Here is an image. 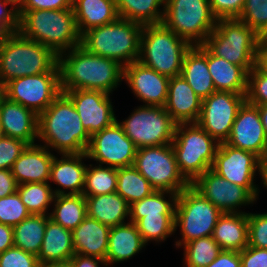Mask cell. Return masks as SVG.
Here are the masks:
<instances>
[{
	"instance_id": "obj_1",
	"label": "cell",
	"mask_w": 267,
	"mask_h": 267,
	"mask_svg": "<svg viewBox=\"0 0 267 267\" xmlns=\"http://www.w3.org/2000/svg\"><path fill=\"white\" fill-rule=\"evenodd\" d=\"M61 90H93L111 94L124 77L119 62L88 52L81 45L59 55Z\"/></svg>"
},
{
	"instance_id": "obj_2",
	"label": "cell",
	"mask_w": 267,
	"mask_h": 267,
	"mask_svg": "<svg viewBox=\"0 0 267 267\" xmlns=\"http://www.w3.org/2000/svg\"><path fill=\"white\" fill-rule=\"evenodd\" d=\"M38 139L61 154L85 153L91 136L83 127L72 101L62 92L38 115Z\"/></svg>"
},
{
	"instance_id": "obj_3",
	"label": "cell",
	"mask_w": 267,
	"mask_h": 267,
	"mask_svg": "<svg viewBox=\"0 0 267 267\" xmlns=\"http://www.w3.org/2000/svg\"><path fill=\"white\" fill-rule=\"evenodd\" d=\"M18 33L52 49L58 56L81 45L72 8L63 10H31L18 12Z\"/></svg>"
},
{
	"instance_id": "obj_4",
	"label": "cell",
	"mask_w": 267,
	"mask_h": 267,
	"mask_svg": "<svg viewBox=\"0 0 267 267\" xmlns=\"http://www.w3.org/2000/svg\"><path fill=\"white\" fill-rule=\"evenodd\" d=\"M45 72H60L59 56L52 49L18 32L0 45V79L4 83Z\"/></svg>"
},
{
	"instance_id": "obj_5",
	"label": "cell",
	"mask_w": 267,
	"mask_h": 267,
	"mask_svg": "<svg viewBox=\"0 0 267 267\" xmlns=\"http://www.w3.org/2000/svg\"><path fill=\"white\" fill-rule=\"evenodd\" d=\"M143 25L118 17L110 24L94 27L81 35L88 52L127 66L138 61Z\"/></svg>"
},
{
	"instance_id": "obj_6",
	"label": "cell",
	"mask_w": 267,
	"mask_h": 267,
	"mask_svg": "<svg viewBox=\"0 0 267 267\" xmlns=\"http://www.w3.org/2000/svg\"><path fill=\"white\" fill-rule=\"evenodd\" d=\"M260 36L238 18L217 20L203 45L217 57L242 66L248 73L256 64Z\"/></svg>"
},
{
	"instance_id": "obj_7",
	"label": "cell",
	"mask_w": 267,
	"mask_h": 267,
	"mask_svg": "<svg viewBox=\"0 0 267 267\" xmlns=\"http://www.w3.org/2000/svg\"><path fill=\"white\" fill-rule=\"evenodd\" d=\"M191 44L161 24L143 25L138 61L169 78L179 76Z\"/></svg>"
},
{
	"instance_id": "obj_8",
	"label": "cell",
	"mask_w": 267,
	"mask_h": 267,
	"mask_svg": "<svg viewBox=\"0 0 267 267\" xmlns=\"http://www.w3.org/2000/svg\"><path fill=\"white\" fill-rule=\"evenodd\" d=\"M171 145L179 170L190 183L211 169L219 147L197 123L177 124Z\"/></svg>"
},
{
	"instance_id": "obj_9",
	"label": "cell",
	"mask_w": 267,
	"mask_h": 267,
	"mask_svg": "<svg viewBox=\"0 0 267 267\" xmlns=\"http://www.w3.org/2000/svg\"><path fill=\"white\" fill-rule=\"evenodd\" d=\"M216 23L209 0H165L162 24L192 46L202 45Z\"/></svg>"
},
{
	"instance_id": "obj_10",
	"label": "cell",
	"mask_w": 267,
	"mask_h": 267,
	"mask_svg": "<svg viewBox=\"0 0 267 267\" xmlns=\"http://www.w3.org/2000/svg\"><path fill=\"white\" fill-rule=\"evenodd\" d=\"M222 212L204 198L191 185L182 190L177 198L175 231L179 226L182 237L175 242L182 247L191 240L212 236Z\"/></svg>"
},
{
	"instance_id": "obj_11",
	"label": "cell",
	"mask_w": 267,
	"mask_h": 267,
	"mask_svg": "<svg viewBox=\"0 0 267 267\" xmlns=\"http://www.w3.org/2000/svg\"><path fill=\"white\" fill-rule=\"evenodd\" d=\"M133 166L156 191L179 194L191 185L179 170L171 144L137 149Z\"/></svg>"
},
{
	"instance_id": "obj_12",
	"label": "cell",
	"mask_w": 267,
	"mask_h": 267,
	"mask_svg": "<svg viewBox=\"0 0 267 267\" xmlns=\"http://www.w3.org/2000/svg\"><path fill=\"white\" fill-rule=\"evenodd\" d=\"M119 124L137 149L171 144L177 125L165 107L144 104L134 109L128 118Z\"/></svg>"
},
{
	"instance_id": "obj_13",
	"label": "cell",
	"mask_w": 267,
	"mask_h": 267,
	"mask_svg": "<svg viewBox=\"0 0 267 267\" xmlns=\"http://www.w3.org/2000/svg\"><path fill=\"white\" fill-rule=\"evenodd\" d=\"M246 93L215 91L202 99L201 113L196 122L219 144L228 139L238 109L246 101Z\"/></svg>"
},
{
	"instance_id": "obj_14",
	"label": "cell",
	"mask_w": 267,
	"mask_h": 267,
	"mask_svg": "<svg viewBox=\"0 0 267 267\" xmlns=\"http://www.w3.org/2000/svg\"><path fill=\"white\" fill-rule=\"evenodd\" d=\"M6 93L7 98L39 115L62 93L60 72L13 79L6 84Z\"/></svg>"
},
{
	"instance_id": "obj_15",
	"label": "cell",
	"mask_w": 267,
	"mask_h": 267,
	"mask_svg": "<svg viewBox=\"0 0 267 267\" xmlns=\"http://www.w3.org/2000/svg\"><path fill=\"white\" fill-rule=\"evenodd\" d=\"M211 170L231 183L245 187L256 199L259 187L254 184L261 173V159L252 152L220 143ZM255 176V177H254Z\"/></svg>"
},
{
	"instance_id": "obj_16",
	"label": "cell",
	"mask_w": 267,
	"mask_h": 267,
	"mask_svg": "<svg viewBox=\"0 0 267 267\" xmlns=\"http://www.w3.org/2000/svg\"><path fill=\"white\" fill-rule=\"evenodd\" d=\"M137 147L124 133L119 121L91 136L86 154L97 164L114 168L132 166ZM99 162V163H98Z\"/></svg>"
},
{
	"instance_id": "obj_17",
	"label": "cell",
	"mask_w": 267,
	"mask_h": 267,
	"mask_svg": "<svg viewBox=\"0 0 267 267\" xmlns=\"http://www.w3.org/2000/svg\"><path fill=\"white\" fill-rule=\"evenodd\" d=\"M191 186L222 213L242 212L239 207L257 201L245 187L229 182L211 169L197 177Z\"/></svg>"
},
{
	"instance_id": "obj_18",
	"label": "cell",
	"mask_w": 267,
	"mask_h": 267,
	"mask_svg": "<svg viewBox=\"0 0 267 267\" xmlns=\"http://www.w3.org/2000/svg\"><path fill=\"white\" fill-rule=\"evenodd\" d=\"M72 101L90 136L111 126L117 119L110 94L93 90H62Z\"/></svg>"
},
{
	"instance_id": "obj_19",
	"label": "cell",
	"mask_w": 267,
	"mask_h": 267,
	"mask_svg": "<svg viewBox=\"0 0 267 267\" xmlns=\"http://www.w3.org/2000/svg\"><path fill=\"white\" fill-rule=\"evenodd\" d=\"M225 143L252 152L262 159L267 147V136L256 106L246 101L242 104Z\"/></svg>"
},
{
	"instance_id": "obj_20",
	"label": "cell",
	"mask_w": 267,
	"mask_h": 267,
	"mask_svg": "<svg viewBox=\"0 0 267 267\" xmlns=\"http://www.w3.org/2000/svg\"><path fill=\"white\" fill-rule=\"evenodd\" d=\"M169 79L139 61L124 66L123 80L145 106L165 107Z\"/></svg>"
},
{
	"instance_id": "obj_21",
	"label": "cell",
	"mask_w": 267,
	"mask_h": 267,
	"mask_svg": "<svg viewBox=\"0 0 267 267\" xmlns=\"http://www.w3.org/2000/svg\"><path fill=\"white\" fill-rule=\"evenodd\" d=\"M0 126L5 137L22 140L28 145L38 140V115L7 97L0 105Z\"/></svg>"
},
{
	"instance_id": "obj_22",
	"label": "cell",
	"mask_w": 267,
	"mask_h": 267,
	"mask_svg": "<svg viewBox=\"0 0 267 267\" xmlns=\"http://www.w3.org/2000/svg\"><path fill=\"white\" fill-rule=\"evenodd\" d=\"M201 106L202 99L181 75L169 79L165 110L176 124L196 123Z\"/></svg>"
},
{
	"instance_id": "obj_23",
	"label": "cell",
	"mask_w": 267,
	"mask_h": 267,
	"mask_svg": "<svg viewBox=\"0 0 267 267\" xmlns=\"http://www.w3.org/2000/svg\"><path fill=\"white\" fill-rule=\"evenodd\" d=\"M61 158L54 155L51 165L49 182L60 186L53 190L57 195H80L84 188L87 165L83 159L88 158L86 152L79 154H61ZM83 162V163H82ZM70 190V191H68ZM68 191V192H67Z\"/></svg>"
},
{
	"instance_id": "obj_24",
	"label": "cell",
	"mask_w": 267,
	"mask_h": 267,
	"mask_svg": "<svg viewBox=\"0 0 267 267\" xmlns=\"http://www.w3.org/2000/svg\"><path fill=\"white\" fill-rule=\"evenodd\" d=\"M41 144L28 145L13 163L11 172L18 185L49 182L54 153Z\"/></svg>"
},
{
	"instance_id": "obj_25",
	"label": "cell",
	"mask_w": 267,
	"mask_h": 267,
	"mask_svg": "<svg viewBox=\"0 0 267 267\" xmlns=\"http://www.w3.org/2000/svg\"><path fill=\"white\" fill-rule=\"evenodd\" d=\"M111 227L86 216L72 231L74 252L105 260Z\"/></svg>"
},
{
	"instance_id": "obj_26",
	"label": "cell",
	"mask_w": 267,
	"mask_h": 267,
	"mask_svg": "<svg viewBox=\"0 0 267 267\" xmlns=\"http://www.w3.org/2000/svg\"><path fill=\"white\" fill-rule=\"evenodd\" d=\"M180 75L201 99L216 91L207 66V48L203 44L191 46L186 52Z\"/></svg>"
},
{
	"instance_id": "obj_27",
	"label": "cell",
	"mask_w": 267,
	"mask_h": 267,
	"mask_svg": "<svg viewBox=\"0 0 267 267\" xmlns=\"http://www.w3.org/2000/svg\"><path fill=\"white\" fill-rule=\"evenodd\" d=\"M75 254L72 231L49 219L46 224L42 246L38 254L39 264L68 263Z\"/></svg>"
},
{
	"instance_id": "obj_28",
	"label": "cell",
	"mask_w": 267,
	"mask_h": 267,
	"mask_svg": "<svg viewBox=\"0 0 267 267\" xmlns=\"http://www.w3.org/2000/svg\"><path fill=\"white\" fill-rule=\"evenodd\" d=\"M146 243L138 232L135 223L111 227L105 261L108 265L127 261L138 254Z\"/></svg>"
},
{
	"instance_id": "obj_29",
	"label": "cell",
	"mask_w": 267,
	"mask_h": 267,
	"mask_svg": "<svg viewBox=\"0 0 267 267\" xmlns=\"http://www.w3.org/2000/svg\"><path fill=\"white\" fill-rule=\"evenodd\" d=\"M212 237L221 250L242 251L248 246V213H222Z\"/></svg>"
},
{
	"instance_id": "obj_30",
	"label": "cell",
	"mask_w": 267,
	"mask_h": 267,
	"mask_svg": "<svg viewBox=\"0 0 267 267\" xmlns=\"http://www.w3.org/2000/svg\"><path fill=\"white\" fill-rule=\"evenodd\" d=\"M84 197L88 217L109 227L128 223L130 205L117 192Z\"/></svg>"
},
{
	"instance_id": "obj_31",
	"label": "cell",
	"mask_w": 267,
	"mask_h": 267,
	"mask_svg": "<svg viewBox=\"0 0 267 267\" xmlns=\"http://www.w3.org/2000/svg\"><path fill=\"white\" fill-rule=\"evenodd\" d=\"M72 9L81 35L119 17L115 0H73Z\"/></svg>"
},
{
	"instance_id": "obj_32",
	"label": "cell",
	"mask_w": 267,
	"mask_h": 267,
	"mask_svg": "<svg viewBox=\"0 0 267 267\" xmlns=\"http://www.w3.org/2000/svg\"><path fill=\"white\" fill-rule=\"evenodd\" d=\"M207 66L216 91L247 92L248 72L242 66L214 56L208 49Z\"/></svg>"
},
{
	"instance_id": "obj_33",
	"label": "cell",
	"mask_w": 267,
	"mask_h": 267,
	"mask_svg": "<svg viewBox=\"0 0 267 267\" xmlns=\"http://www.w3.org/2000/svg\"><path fill=\"white\" fill-rule=\"evenodd\" d=\"M49 219V215L30 214L19 224L13 226L14 246L38 256Z\"/></svg>"
},
{
	"instance_id": "obj_34",
	"label": "cell",
	"mask_w": 267,
	"mask_h": 267,
	"mask_svg": "<svg viewBox=\"0 0 267 267\" xmlns=\"http://www.w3.org/2000/svg\"><path fill=\"white\" fill-rule=\"evenodd\" d=\"M118 16L142 25L161 24L165 0H115ZM160 6L163 7L160 9Z\"/></svg>"
},
{
	"instance_id": "obj_35",
	"label": "cell",
	"mask_w": 267,
	"mask_h": 267,
	"mask_svg": "<svg viewBox=\"0 0 267 267\" xmlns=\"http://www.w3.org/2000/svg\"><path fill=\"white\" fill-rule=\"evenodd\" d=\"M50 219L65 229L73 231L87 216L86 200L80 195H57L53 199Z\"/></svg>"
},
{
	"instance_id": "obj_36",
	"label": "cell",
	"mask_w": 267,
	"mask_h": 267,
	"mask_svg": "<svg viewBox=\"0 0 267 267\" xmlns=\"http://www.w3.org/2000/svg\"><path fill=\"white\" fill-rule=\"evenodd\" d=\"M167 195L170 196L168 200L165 198ZM178 195L168 191H153L130 205L129 222L136 224L146 215H175Z\"/></svg>"
},
{
	"instance_id": "obj_37",
	"label": "cell",
	"mask_w": 267,
	"mask_h": 267,
	"mask_svg": "<svg viewBox=\"0 0 267 267\" xmlns=\"http://www.w3.org/2000/svg\"><path fill=\"white\" fill-rule=\"evenodd\" d=\"M153 191L148 180L133 165L117 168L116 192L129 205L149 196Z\"/></svg>"
},
{
	"instance_id": "obj_38",
	"label": "cell",
	"mask_w": 267,
	"mask_h": 267,
	"mask_svg": "<svg viewBox=\"0 0 267 267\" xmlns=\"http://www.w3.org/2000/svg\"><path fill=\"white\" fill-rule=\"evenodd\" d=\"M17 192L30 214L50 215L54 193L49 182L24 183L18 185Z\"/></svg>"
},
{
	"instance_id": "obj_39",
	"label": "cell",
	"mask_w": 267,
	"mask_h": 267,
	"mask_svg": "<svg viewBox=\"0 0 267 267\" xmlns=\"http://www.w3.org/2000/svg\"><path fill=\"white\" fill-rule=\"evenodd\" d=\"M117 168L95 165H87L85 172L84 196L103 195L116 192Z\"/></svg>"
},
{
	"instance_id": "obj_40",
	"label": "cell",
	"mask_w": 267,
	"mask_h": 267,
	"mask_svg": "<svg viewBox=\"0 0 267 267\" xmlns=\"http://www.w3.org/2000/svg\"><path fill=\"white\" fill-rule=\"evenodd\" d=\"M185 267H206L222 251L212 236L189 241L183 245Z\"/></svg>"
},
{
	"instance_id": "obj_41",
	"label": "cell",
	"mask_w": 267,
	"mask_h": 267,
	"mask_svg": "<svg viewBox=\"0 0 267 267\" xmlns=\"http://www.w3.org/2000/svg\"><path fill=\"white\" fill-rule=\"evenodd\" d=\"M175 215H146L137 223L138 232L144 242H164L175 233Z\"/></svg>"
},
{
	"instance_id": "obj_42",
	"label": "cell",
	"mask_w": 267,
	"mask_h": 267,
	"mask_svg": "<svg viewBox=\"0 0 267 267\" xmlns=\"http://www.w3.org/2000/svg\"><path fill=\"white\" fill-rule=\"evenodd\" d=\"M238 19L261 36L267 30V0H245Z\"/></svg>"
},
{
	"instance_id": "obj_43",
	"label": "cell",
	"mask_w": 267,
	"mask_h": 267,
	"mask_svg": "<svg viewBox=\"0 0 267 267\" xmlns=\"http://www.w3.org/2000/svg\"><path fill=\"white\" fill-rule=\"evenodd\" d=\"M29 215L18 192L0 198V223L15 226Z\"/></svg>"
},
{
	"instance_id": "obj_44",
	"label": "cell",
	"mask_w": 267,
	"mask_h": 267,
	"mask_svg": "<svg viewBox=\"0 0 267 267\" xmlns=\"http://www.w3.org/2000/svg\"><path fill=\"white\" fill-rule=\"evenodd\" d=\"M246 102L251 105L267 104V74L261 72L256 66L248 73Z\"/></svg>"
},
{
	"instance_id": "obj_45",
	"label": "cell",
	"mask_w": 267,
	"mask_h": 267,
	"mask_svg": "<svg viewBox=\"0 0 267 267\" xmlns=\"http://www.w3.org/2000/svg\"><path fill=\"white\" fill-rule=\"evenodd\" d=\"M248 246L267 249V213L248 212Z\"/></svg>"
},
{
	"instance_id": "obj_46",
	"label": "cell",
	"mask_w": 267,
	"mask_h": 267,
	"mask_svg": "<svg viewBox=\"0 0 267 267\" xmlns=\"http://www.w3.org/2000/svg\"><path fill=\"white\" fill-rule=\"evenodd\" d=\"M0 267H41L38 257L12 246L0 253Z\"/></svg>"
},
{
	"instance_id": "obj_47",
	"label": "cell",
	"mask_w": 267,
	"mask_h": 267,
	"mask_svg": "<svg viewBox=\"0 0 267 267\" xmlns=\"http://www.w3.org/2000/svg\"><path fill=\"white\" fill-rule=\"evenodd\" d=\"M28 144L22 140L12 137H2L0 139V169H9L19 158Z\"/></svg>"
},
{
	"instance_id": "obj_48",
	"label": "cell",
	"mask_w": 267,
	"mask_h": 267,
	"mask_svg": "<svg viewBox=\"0 0 267 267\" xmlns=\"http://www.w3.org/2000/svg\"><path fill=\"white\" fill-rule=\"evenodd\" d=\"M213 15L217 20L238 18L245 0H209Z\"/></svg>"
},
{
	"instance_id": "obj_49",
	"label": "cell",
	"mask_w": 267,
	"mask_h": 267,
	"mask_svg": "<svg viewBox=\"0 0 267 267\" xmlns=\"http://www.w3.org/2000/svg\"><path fill=\"white\" fill-rule=\"evenodd\" d=\"M73 0H25L18 12L31 10H63L72 8Z\"/></svg>"
},
{
	"instance_id": "obj_50",
	"label": "cell",
	"mask_w": 267,
	"mask_h": 267,
	"mask_svg": "<svg viewBox=\"0 0 267 267\" xmlns=\"http://www.w3.org/2000/svg\"><path fill=\"white\" fill-rule=\"evenodd\" d=\"M241 267H267V249L247 246L240 251Z\"/></svg>"
},
{
	"instance_id": "obj_51",
	"label": "cell",
	"mask_w": 267,
	"mask_h": 267,
	"mask_svg": "<svg viewBox=\"0 0 267 267\" xmlns=\"http://www.w3.org/2000/svg\"><path fill=\"white\" fill-rule=\"evenodd\" d=\"M7 5H11L7 2L0 0V22L11 32H17L19 27V15L18 10L14 7L10 9Z\"/></svg>"
},
{
	"instance_id": "obj_52",
	"label": "cell",
	"mask_w": 267,
	"mask_h": 267,
	"mask_svg": "<svg viewBox=\"0 0 267 267\" xmlns=\"http://www.w3.org/2000/svg\"><path fill=\"white\" fill-rule=\"evenodd\" d=\"M206 267H241L240 252L222 250L217 258Z\"/></svg>"
},
{
	"instance_id": "obj_53",
	"label": "cell",
	"mask_w": 267,
	"mask_h": 267,
	"mask_svg": "<svg viewBox=\"0 0 267 267\" xmlns=\"http://www.w3.org/2000/svg\"><path fill=\"white\" fill-rule=\"evenodd\" d=\"M17 188L18 183L11 170L0 169V198L14 194Z\"/></svg>"
},
{
	"instance_id": "obj_54",
	"label": "cell",
	"mask_w": 267,
	"mask_h": 267,
	"mask_svg": "<svg viewBox=\"0 0 267 267\" xmlns=\"http://www.w3.org/2000/svg\"><path fill=\"white\" fill-rule=\"evenodd\" d=\"M72 267H99V264L108 266L105 260L96 257L74 254L68 262Z\"/></svg>"
},
{
	"instance_id": "obj_55",
	"label": "cell",
	"mask_w": 267,
	"mask_h": 267,
	"mask_svg": "<svg viewBox=\"0 0 267 267\" xmlns=\"http://www.w3.org/2000/svg\"><path fill=\"white\" fill-rule=\"evenodd\" d=\"M14 246L13 226L0 223V253Z\"/></svg>"
},
{
	"instance_id": "obj_56",
	"label": "cell",
	"mask_w": 267,
	"mask_h": 267,
	"mask_svg": "<svg viewBox=\"0 0 267 267\" xmlns=\"http://www.w3.org/2000/svg\"><path fill=\"white\" fill-rule=\"evenodd\" d=\"M255 66L264 74H267V47L259 43Z\"/></svg>"
},
{
	"instance_id": "obj_57",
	"label": "cell",
	"mask_w": 267,
	"mask_h": 267,
	"mask_svg": "<svg viewBox=\"0 0 267 267\" xmlns=\"http://www.w3.org/2000/svg\"><path fill=\"white\" fill-rule=\"evenodd\" d=\"M259 111L260 119L264 127L266 136H267V104L266 105H257Z\"/></svg>"
},
{
	"instance_id": "obj_58",
	"label": "cell",
	"mask_w": 267,
	"mask_h": 267,
	"mask_svg": "<svg viewBox=\"0 0 267 267\" xmlns=\"http://www.w3.org/2000/svg\"><path fill=\"white\" fill-rule=\"evenodd\" d=\"M11 32L0 22V45L7 39Z\"/></svg>"
},
{
	"instance_id": "obj_59",
	"label": "cell",
	"mask_w": 267,
	"mask_h": 267,
	"mask_svg": "<svg viewBox=\"0 0 267 267\" xmlns=\"http://www.w3.org/2000/svg\"><path fill=\"white\" fill-rule=\"evenodd\" d=\"M6 97H7V93H6V83H4V82L0 79V105L3 103V101L5 100Z\"/></svg>"
},
{
	"instance_id": "obj_60",
	"label": "cell",
	"mask_w": 267,
	"mask_h": 267,
	"mask_svg": "<svg viewBox=\"0 0 267 267\" xmlns=\"http://www.w3.org/2000/svg\"><path fill=\"white\" fill-rule=\"evenodd\" d=\"M267 174V147L264 156L261 159V173Z\"/></svg>"
},
{
	"instance_id": "obj_61",
	"label": "cell",
	"mask_w": 267,
	"mask_h": 267,
	"mask_svg": "<svg viewBox=\"0 0 267 267\" xmlns=\"http://www.w3.org/2000/svg\"><path fill=\"white\" fill-rule=\"evenodd\" d=\"M2 1L11 4V7H14L19 11L20 7L22 6L25 0H2Z\"/></svg>"
},
{
	"instance_id": "obj_62",
	"label": "cell",
	"mask_w": 267,
	"mask_h": 267,
	"mask_svg": "<svg viewBox=\"0 0 267 267\" xmlns=\"http://www.w3.org/2000/svg\"><path fill=\"white\" fill-rule=\"evenodd\" d=\"M41 267H72L69 263H59V264H46Z\"/></svg>"
},
{
	"instance_id": "obj_63",
	"label": "cell",
	"mask_w": 267,
	"mask_h": 267,
	"mask_svg": "<svg viewBox=\"0 0 267 267\" xmlns=\"http://www.w3.org/2000/svg\"><path fill=\"white\" fill-rule=\"evenodd\" d=\"M260 43L263 46H266L267 47V30L263 34H261V36H260Z\"/></svg>"
},
{
	"instance_id": "obj_64",
	"label": "cell",
	"mask_w": 267,
	"mask_h": 267,
	"mask_svg": "<svg viewBox=\"0 0 267 267\" xmlns=\"http://www.w3.org/2000/svg\"><path fill=\"white\" fill-rule=\"evenodd\" d=\"M263 183V187H266L267 189V174H260Z\"/></svg>"
},
{
	"instance_id": "obj_65",
	"label": "cell",
	"mask_w": 267,
	"mask_h": 267,
	"mask_svg": "<svg viewBox=\"0 0 267 267\" xmlns=\"http://www.w3.org/2000/svg\"><path fill=\"white\" fill-rule=\"evenodd\" d=\"M2 137H4V133H3V130H2V128H1V126H0V139H1Z\"/></svg>"
}]
</instances>
